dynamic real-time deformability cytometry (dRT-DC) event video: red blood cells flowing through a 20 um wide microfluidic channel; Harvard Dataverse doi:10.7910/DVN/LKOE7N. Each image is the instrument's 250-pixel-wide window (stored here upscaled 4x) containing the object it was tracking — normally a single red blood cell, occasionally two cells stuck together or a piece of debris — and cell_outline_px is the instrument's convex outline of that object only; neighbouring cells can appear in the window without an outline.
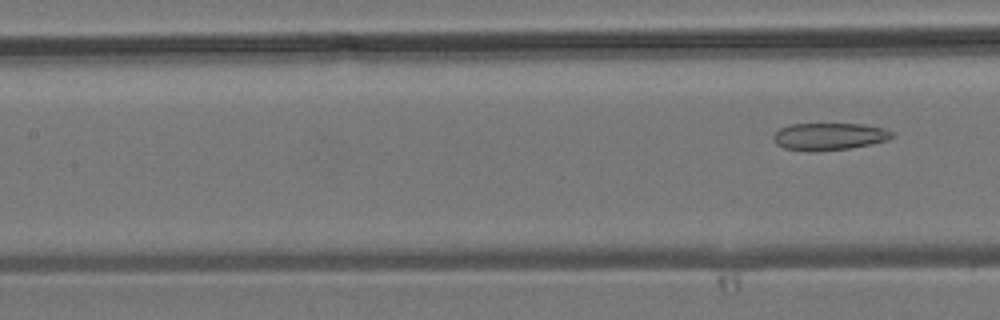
{"species": "common noctule bat (a hibernating species)", "species_latin": "Nyctalus noctula", "temperature_condition": "room temperature", "stored_images_in_passage": 5, "segment_of_instrument_passage": [2, 2], "camera_frame_rate_fps": 3000, "um_per_image_px": 0.085, "animal": {"sex": "male", "body_mass_g": 19.2, "forearm_length_mm": 51.8}, "frame": {"image": 1, "passage_image": 5, "time_ms": 5.667, "image_size_px": [1000, 320], "cell_outline_px": [[896, 136], [888, 140], [848, 148], [812, 152], [808, 152], [784, 148], [776, 144], [772, 140], [772, 136], [780, 128], [792, 124], [860, 124], [884, 128], [892, 132]], "centroid_in_image_um": [70.45, 11.6], "position_along_channel_um": 137.0, "area_um2": 18.84}}